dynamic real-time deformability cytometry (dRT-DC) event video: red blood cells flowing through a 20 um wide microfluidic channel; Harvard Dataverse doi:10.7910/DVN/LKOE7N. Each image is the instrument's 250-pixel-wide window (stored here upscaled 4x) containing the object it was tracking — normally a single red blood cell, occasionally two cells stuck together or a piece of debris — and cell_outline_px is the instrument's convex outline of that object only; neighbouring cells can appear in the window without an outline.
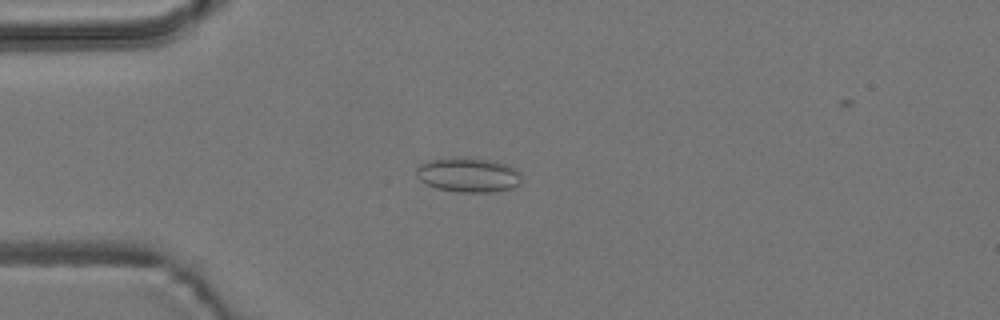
{"species": "common noctule bat (a hibernating species)", "species_latin": "Nyctalus noctula", "temperature_condition": "room temperature", "stored_images_in_passage": 6, "camera_frame_rate_fps": 3000, "um_per_image_px": 0.085, "animal": {"sex": "male", "body_mass_g": 19.2, "forearm_length_mm": 51.8}, "frame": {"image": 1, "passage_image": 4, "time_ms": 4.333, "image_size_px": [1000, 320], "cell_outline_px": [[520, 184], [512, 188], [492, 192], [456, 192], [436, 188], [420, 180], [416, 176], [416, 168], [424, 160], [460, 156], [492, 160], [516, 168], [520, 172]], "centroid_in_image_um": [39.77, 14.85], "position_along_channel_um": 45.2, "area_um2": 21.56}}